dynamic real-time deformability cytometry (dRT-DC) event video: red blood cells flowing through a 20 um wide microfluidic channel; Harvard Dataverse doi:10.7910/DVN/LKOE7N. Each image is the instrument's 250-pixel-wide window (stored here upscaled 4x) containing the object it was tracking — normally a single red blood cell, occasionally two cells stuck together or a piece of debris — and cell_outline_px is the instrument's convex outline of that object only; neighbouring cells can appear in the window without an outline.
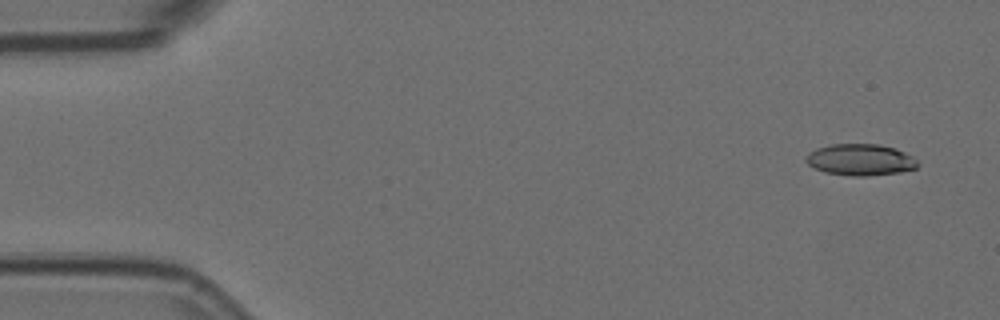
{"species": "Egyptian fruit bat (a non-hibernating species)", "species_latin": "Rousettus aegyptiacus", "temperature_condition": "room temperature", "stored_images_in_passage": 3, "camera_frame_rate_fps": 3000, "um_per_image_px": 0.085, "animal": {"sex": "female"}, "frame": {"image": 1, "passage_image": 1, "time_ms": 0.0, "image_size_px": [1000, 320], "cell_outline_px": [[920, 164], [916, 168], [900, 172], [864, 176], [852, 176], [824, 172], [808, 164], [804, 160], [804, 156], [808, 152], [816, 148], [832, 144], [880, 144], [896, 148], [912, 156]], "centroid_in_image_um": [73.11, 13.57], "position_along_channel_um": 11.9, "area_um2": 20.63}}